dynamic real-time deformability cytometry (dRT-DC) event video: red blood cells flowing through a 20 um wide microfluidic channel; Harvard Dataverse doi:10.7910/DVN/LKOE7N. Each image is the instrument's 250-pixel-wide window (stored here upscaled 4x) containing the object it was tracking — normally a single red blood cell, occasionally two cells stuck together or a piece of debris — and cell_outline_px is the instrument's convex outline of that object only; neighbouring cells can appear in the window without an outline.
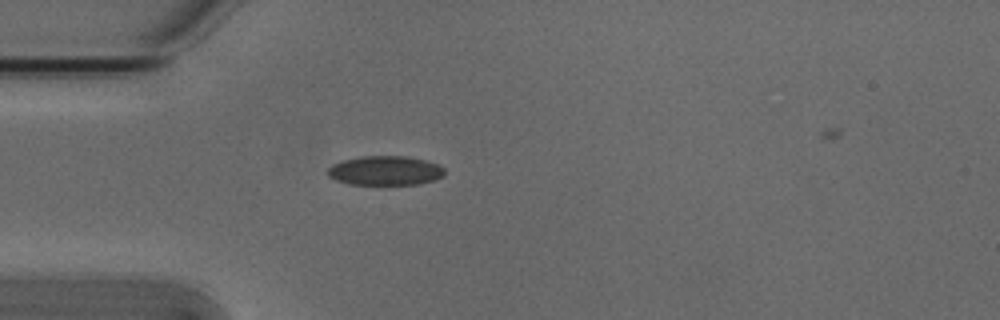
{"species": "Egyptian fruit bat (a non-hibernating species)", "species_latin": "Rousettus aegyptiacus", "temperature_condition": "cold", "stored_images_in_passage": 5, "camera_frame_rate_fps": 3000, "um_per_image_px": 0.085, "animal": {"sex": "male"}, "frame": {"image": 1, "passage_image": 5, "time_ms": 1.333, "image_size_px": [1000, 320], "cell_outline_px": [[444, 176], [420, 184], [348, 184], [336, 180], [328, 176], [328, 168], [332, 164], [340, 160], [360, 156], [408, 156], [440, 164], [444, 168]], "centroid_in_image_um": [32.73, 14.49], "position_along_channel_um": 52.3, "area_um2": 20.11}}